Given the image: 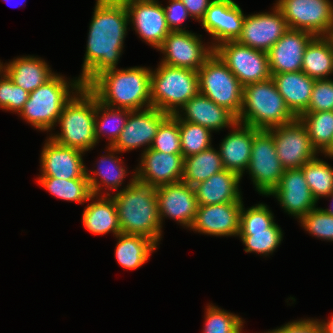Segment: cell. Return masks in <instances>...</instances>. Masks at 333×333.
<instances>
[{"instance_id": "3", "label": "cell", "mask_w": 333, "mask_h": 333, "mask_svg": "<svg viewBox=\"0 0 333 333\" xmlns=\"http://www.w3.org/2000/svg\"><path fill=\"white\" fill-rule=\"evenodd\" d=\"M121 233L140 235L156 245L161 240L162 224L158 214L156 187L140 183L135 178L114 196Z\"/></svg>"}, {"instance_id": "16", "label": "cell", "mask_w": 333, "mask_h": 333, "mask_svg": "<svg viewBox=\"0 0 333 333\" xmlns=\"http://www.w3.org/2000/svg\"><path fill=\"white\" fill-rule=\"evenodd\" d=\"M169 116L155 107L130 112L127 123L116 142L111 146L117 153L131 151L147 145L148 150L156 136L160 124Z\"/></svg>"}, {"instance_id": "24", "label": "cell", "mask_w": 333, "mask_h": 333, "mask_svg": "<svg viewBox=\"0 0 333 333\" xmlns=\"http://www.w3.org/2000/svg\"><path fill=\"white\" fill-rule=\"evenodd\" d=\"M232 128L229 135L222 140L218 152L224 169L242 177L250 163L254 135L260 129L239 122H236Z\"/></svg>"}, {"instance_id": "36", "label": "cell", "mask_w": 333, "mask_h": 333, "mask_svg": "<svg viewBox=\"0 0 333 333\" xmlns=\"http://www.w3.org/2000/svg\"><path fill=\"white\" fill-rule=\"evenodd\" d=\"M299 119L306 126L313 147L324 153L333 142V111L305 112Z\"/></svg>"}, {"instance_id": "27", "label": "cell", "mask_w": 333, "mask_h": 333, "mask_svg": "<svg viewBox=\"0 0 333 333\" xmlns=\"http://www.w3.org/2000/svg\"><path fill=\"white\" fill-rule=\"evenodd\" d=\"M241 177L226 169L210 176L194 187L198 205H213L237 202L241 199L239 183Z\"/></svg>"}, {"instance_id": "52", "label": "cell", "mask_w": 333, "mask_h": 333, "mask_svg": "<svg viewBox=\"0 0 333 333\" xmlns=\"http://www.w3.org/2000/svg\"><path fill=\"white\" fill-rule=\"evenodd\" d=\"M243 323L242 322L236 329H234L231 333H242V327H243Z\"/></svg>"}, {"instance_id": "10", "label": "cell", "mask_w": 333, "mask_h": 333, "mask_svg": "<svg viewBox=\"0 0 333 333\" xmlns=\"http://www.w3.org/2000/svg\"><path fill=\"white\" fill-rule=\"evenodd\" d=\"M289 29L315 36H330L333 31V3L330 0H278Z\"/></svg>"}, {"instance_id": "8", "label": "cell", "mask_w": 333, "mask_h": 333, "mask_svg": "<svg viewBox=\"0 0 333 333\" xmlns=\"http://www.w3.org/2000/svg\"><path fill=\"white\" fill-rule=\"evenodd\" d=\"M197 73L199 93L238 117L242 107L243 86L224 62L213 53Z\"/></svg>"}, {"instance_id": "12", "label": "cell", "mask_w": 333, "mask_h": 333, "mask_svg": "<svg viewBox=\"0 0 333 333\" xmlns=\"http://www.w3.org/2000/svg\"><path fill=\"white\" fill-rule=\"evenodd\" d=\"M267 130L273 135L277 157L285 170L301 168L319 153L313 147L307 128L299 118Z\"/></svg>"}, {"instance_id": "47", "label": "cell", "mask_w": 333, "mask_h": 333, "mask_svg": "<svg viewBox=\"0 0 333 333\" xmlns=\"http://www.w3.org/2000/svg\"><path fill=\"white\" fill-rule=\"evenodd\" d=\"M266 333H323L320 322L313 319L292 321Z\"/></svg>"}, {"instance_id": "46", "label": "cell", "mask_w": 333, "mask_h": 333, "mask_svg": "<svg viewBox=\"0 0 333 333\" xmlns=\"http://www.w3.org/2000/svg\"><path fill=\"white\" fill-rule=\"evenodd\" d=\"M163 9L171 32L187 31L182 29L181 24L190 14L181 0H169V5Z\"/></svg>"}, {"instance_id": "39", "label": "cell", "mask_w": 333, "mask_h": 333, "mask_svg": "<svg viewBox=\"0 0 333 333\" xmlns=\"http://www.w3.org/2000/svg\"><path fill=\"white\" fill-rule=\"evenodd\" d=\"M180 144L183 158L211 147V131L199 124L179 118Z\"/></svg>"}, {"instance_id": "30", "label": "cell", "mask_w": 333, "mask_h": 333, "mask_svg": "<svg viewBox=\"0 0 333 333\" xmlns=\"http://www.w3.org/2000/svg\"><path fill=\"white\" fill-rule=\"evenodd\" d=\"M309 77L328 79L333 73V39L330 36H316L303 54L302 69Z\"/></svg>"}, {"instance_id": "51", "label": "cell", "mask_w": 333, "mask_h": 333, "mask_svg": "<svg viewBox=\"0 0 333 333\" xmlns=\"http://www.w3.org/2000/svg\"><path fill=\"white\" fill-rule=\"evenodd\" d=\"M328 198L330 197H332V199H333V192L330 194V195H328L327 196ZM332 202H333V200H332ZM326 213H328V214H330V215H332L333 216V207L332 208H330V209H323Z\"/></svg>"}, {"instance_id": "37", "label": "cell", "mask_w": 333, "mask_h": 333, "mask_svg": "<svg viewBox=\"0 0 333 333\" xmlns=\"http://www.w3.org/2000/svg\"><path fill=\"white\" fill-rule=\"evenodd\" d=\"M301 169L316 201L333 192V168L328 163L316 157L304 164Z\"/></svg>"}, {"instance_id": "19", "label": "cell", "mask_w": 333, "mask_h": 333, "mask_svg": "<svg viewBox=\"0 0 333 333\" xmlns=\"http://www.w3.org/2000/svg\"><path fill=\"white\" fill-rule=\"evenodd\" d=\"M242 198L237 202L198 205L192 230L213 236H238Z\"/></svg>"}, {"instance_id": "2", "label": "cell", "mask_w": 333, "mask_h": 333, "mask_svg": "<svg viewBox=\"0 0 333 333\" xmlns=\"http://www.w3.org/2000/svg\"><path fill=\"white\" fill-rule=\"evenodd\" d=\"M102 104L120 109L151 107V69L131 67L103 71L86 86Z\"/></svg>"}, {"instance_id": "40", "label": "cell", "mask_w": 333, "mask_h": 333, "mask_svg": "<svg viewBox=\"0 0 333 333\" xmlns=\"http://www.w3.org/2000/svg\"><path fill=\"white\" fill-rule=\"evenodd\" d=\"M150 148L168 154L182 153L179 117L176 114L169 115L160 124Z\"/></svg>"}, {"instance_id": "14", "label": "cell", "mask_w": 333, "mask_h": 333, "mask_svg": "<svg viewBox=\"0 0 333 333\" xmlns=\"http://www.w3.org/2000/svg\"><path fill=\"white\" fill-rule=\"evenodd\" d=\"M288 29L287 21L275 5L273 13L245 16L241 35L236 41L253 49L268 52Z\"/></svg>"}, {"instance_id": "48", "label": "cell", "mask_w": 333, "mask_h": 333, "mask_svg": "<svg viewBox=\"0 0 333 333\" xmlns=\"http://www.w3.org/2000/svg\"><path fill=\"white\" fill-rule=\"evenodd\" d=\"M192 19H196L199 22L204 17L208 7L214 0H181Z\"/></svg>"}, {"instance_id": "53", "label": "cell", "mask_w": 333, "mask_h": 333, "mask_svg": "<svg viewBox=\"0 0 333 333\" xmlns=\"http://www.w3.org/2000/svg\"><path fill=\"white\" fill-rule=\"evenodd\" d=\"M4 72H5V66H3V64L0 62V77L3 75Z\"/></svg>"}, {"instance_id": "49", "label": "cell", "mask_w": 333, "mask_h": 333, "mask_svg": "<svg viewBox=\"0 0 333 333\" xmlns=\"http://www.w3.org/2000/svg\"><path fill=\"white\" fill-rule=\"evenodd\" d=\"M321 328L323 330V333H333V315L331 317L330 320H328L327 322L325 321H319Z\"/></svg>"}, {"instance_id": "28", "label": "cell", "mask_w": 333, "mask_h": 333, "mask_svg": "<svg viewBox=\"0 0 333 333\" xmlns=\"http://www.w3.org/2000/svg\"><path fill=\"white\" fill-rule=\"evenodd\" d=\"M4 66L5 73L13 83L28 93L36 90L55 74L44 60L34 56L19 57Z\"/></svg>"}, {"instance_id": "45", "label": "cell", "mask_w": 333, "mask_h": 333, "mask_svg": "<svg viewBox=\"0 0 333 333\" xmlns=\"http://www.w3.org/2000/svg\"><path fill=\"white\" fill-rule=\"evenodd\" d=\"M333 111L332 79H317L306 112Z\"/></svg>"}, {"instance_id": "33", "label": "cell", "mask_w": 333, "mask_h": 333, "mask_svg": "<svg viewBox=\"0 0 333 333\" xmlns=\"http://www.w3.org/2000/svg\"><path fill=\"white\" fill-rule=\"evenodd\" d=\"M223 169L219 152L211 146L184 158L182 181L193 187Z\"/></svg>"}, {"instance_id": "42", "label": "cell", "mask_w": 333, "mask_h": 333, "mask_svg": "<svg viewBox=\"0 0 333 333\" xmlns=\"http://www.w3.org/2000/svg\"><path fill=\"white\" fill-rule=\"evenodd\" d=\"M299 222L311 235L333 241V216L326 213L323 208L312 209Z\"/></svg>"}, {"instance_id": "18", "label": "cell", "mask_w": 333, "mask_h": 333, "mask_svg": "<svg viewBox=\"0 0 333 333\" xmlns=\"http://www.w3.org/2000/svg\"><path fill=\"white\" fill-rule=\"evenodd\" d=\"M140 161L135 170V178L140 183L158 187L182 181V153L168 154L149 148L143 150Z\"/></svg>"}, {"instance_id": "7", "label": "cell", "mask_w": 333, "mask_h": 333, "mask_svg": "<svg viewBox=\"0 0 333 333\" xmlns=\"http://www.w3.org/2000/svg\"><path fill=\"white\" fill-rule=\"evenodd\" d=\"M198 93V73L195 70L160 63L156 70L151 71V106L158 110L176 114Z\"/></svg>"}, {"instance_id": "29", "label": "cell", "mask_w": 333, "mask_h": 333, "mask_svg": "<svg viewBox=\"0 0 333 333\" xmlns=\"http://www.w3.org/2000/svg\"><path fill=\"white\" fill-rule=\"evenodd\" d=\"M95 197L96 201H92L83 211L82 223L84 227L96 235L112 232L117 236L121 233V229L113 198L109 193H106L105 196L101 195V198L100 195Z\"/></svg>"}, {"instance_id": "21", "label": "cell", "mask_w": 333, "mask_h": 333, "mask_svg": "<svg viewBox=\"0 0 333 333\" xmlns=\"http://www.w3.org/2000/svg\"><path fill=\"white\" fill-rule=\"evenodd\" d=\"M81 150L62 146L48 139L41 152V174L39 177L59 179L87 178Z\"/></svg>"}, {"instance_id": "5", "label": "cell", "mask_w": 333, "mask_h": 333, "mask_svg": "<svg viewBox=\"0 0 333 333\" xmlns=\"http://www.w3.org/2000/svg\"><path fill=\"white\" fill-rule=\"evenodd\" d=\"M77 94V95H76ZM61 133L49 138L62 146L82 152L96 145L95 138V95L82 86L65 104L57 120Z\"/></svg>"}, {"instance_id": "11", "label": "cell", "mask_w": 333, "mask_h": 333, "mask_svg": "<svg viewBox=\"0 0 333 333\" xmlns=\"http://www.w3.org/2000/svg\"><path fill=\"white\" fill-rule=\"evenodd\" d=\"M257 192L268 196L278 185L284 168L277 157L273 135L260 129L253 138L247 168Z\"/></svg>"}, {"instance_id": "25", "label": "cell", "mask_w": 333, "mask_h": 333, "mask_svg": "<svg viewBox=\"0 0 333 333\" xmlns=\"http://www.w3.org/2000/svg\"><path fill=\"white\" fill-rule=\"evenodd\" d=\"M176 115L182 120L199 124L212 131H219L225 127H233L237 117L226 107L217 105L213 100L198 93L192 97ZM185 116V117H182Z\"/></svg>"}, {"instance_id": "50", "label": "cell", "mask_w": 333, "mask_h": 333, "mask_svg": "<svg viewBox=\"0 0 333 333\" xmlns=\"http://www.w3.org/2000/svg\"><path fill=\"white\" fill-rule=\"evenodd\" d=\"M324 154L328 157H333V142L330 147L324 152Z\"/></svg>"}, {"instance_id": "6", "label": "cell", "mask_w": 333, "mask_h": 333, "mask_svg": "<svg viewBox=\"0 0 333 333\" xmlns=\"http://www.w3.org/2000/svg\"><path fill=\"white\" fill-rule=\"evenodd\" d=\"M81 87L79 78L69 82L63 76L54 74L43 85L29 93L28 101L19 115L34 128L50 131L56 125L65 104Z\"/></svg>"}, {"instance_id": "22", "label": "cell", "mask_w": 333, "mask_h": 333, "mask_svg": "<svg viewBox=\"0 0 333 333\" xmlns=\"http://www.w3.org/2000/svg\"><path fill=\"white\" fill-rule=\"evenodd\" d=\"M315 37L307 31L288 29L267 52L270 73L301 71L303 54Z\"/></svg>"}, {"instance_id": "20", "label": "cell", "mask_w": 333, "mask_h": 333, "mask_svg": "<svg viewBox=\"0 0 333 333\" xmlns=\"http://www.w3.org/2000/svg\"><path fill=\"white\" fill-rule=\"evenodd\" d=\"M245 15L233 0H214L201 19L202 27L213 37L214 48L219 43L237 40L242 32Z\"/></svg>"}, {"instance_id": "43", "label": "cell", "mask_w": 333, "mask_h": 333, "mask_svg": "<svg viewBox=\"0 0 333 333\" xmlns=\"http://www.w3.org/2000/svg\"><path fill=\"white\" fill-rule=\"evenodd\" d=\"M28 98L29 93L15 85L4 72L0 78V108L20 113Z\"/></svg>"}, {"instance_id": "41", "label": "cell", "mask_w": 333, "mask_h": 333, "mask_svg": "<svg viewBox=\"0 0 333 333\" xmlns=\"http://www.w3.org/2000/svg\"><path fill=\"white\" fill-rule=\"evenodd\" d=\"M206 310L203 333H231L243 322L239 316L212 304Z\"/></svg>"}, {"instance_id": "15", "label": "cell", "mask_w": 333, "mask_h": 333, "mask_svg": "<svg viewBox=\"0 0 333 333\" xmlns=\"http://www.w3.org/2000/svg\"><path fill=\"white\" fill-rule=\"evenodd\" d=\"M123 2L130 19L129 23L132 22L135 26L133 29L141 39L158 49L171 32L163 6L158 0H123Z\"/></svg>"}, {"instance_id": "35", "label": "cell", "mask_w": 333, "mask_h": 333, "mask_svg": "<svg viewBox=\"0 0 333 333\" xmlns=\"http://www.w3.org/2000/svg\"><path fill=\"white\" fill-rule=\"evenodd\" d=\"M131 110L106 106L95 96V138L98 143L101 134L109 135L108 146H112L125 127ZM100 114V115H99ZM108 131V133H107Z\"/></svg>"}, {"instance_id": "23", "label": "cell", "mask_w": 333, "mask_h": 333, "mask_svg": "<svg viewBox=\"0 0 333 333\" xmlns=\"http://www.w3.org/2000/svg\"><path fill=\"white\" fill-rule=\"evenodd\" d=\"M270 195L277 198L288 214L299 220L316 208L317 201L312 196L301 168L284 170L279 185Z\"/></svg>"}, {"instance_id": "44", "label": "cell", "mask_w": 333, "mask_h": 333, "mask_svg": "<svg viewBox=\"0 0 333 333\" xmlns=\"http://www.w3.org/2000/svg\"><path fill=\"white\" fill-rule=\"evenodd\" d=\"M241 207L240 230H267L274 223L273 213L265 204H257L246 210Z\"/></svg>"}, {"instance_id": "31", "label": "cell", "mask_w": 333, "mask_h": 333, "mask_svg": "<svg viewBox=\"0 0 333 333\" xmlns=\"http://www.w3.org/2000/svg\"><path fill=\"white\" fill-rule=\"evenodd\" d=\"M116 238L119 240L115 249L116 260L125 269L141 267L157 249V245L144 236L120 233Z\"/></svg>"}, {"instance_id": "1", "label": "cell", "mask_w": 333, "mask_h": 333, "mask_svg": "<svg viewBox=\"0 0 333 333\" xmlns=\"http://www.w3.org/2000/svg\"><path fill=\"white\" fill-rule=\"evenodd\" d=\"M128 24V13L123 0H96L83 69L78 77L82 86H87L103 71L116 68Z\"/></svg>"}, {"instance_id": "17", "label": "cell", "mask_w": 333, "mask_h": 333, "mask_svg": "<svg viewBox=\"0 0 333 333\" xmlns=\"http://www.w3.org/2000/svg\"><path fill=\"white\" fill-rule=\"evenodd\" d=\"M158 214L162 224L164 217L176 220L191 228L197 213L194 187L183 181L156 187Z\"/></svg>"}, {"instance_id": "38", "label": "cell", "mask_w": 333, "mask_h": 333, "mask_svg": "<svg viewBox=\"0 0 333 333\" xmlns=\"http://www.w3.org/2000/svg\"><path fill=\"white\" fill-rule=\"evenodd\" d=\"M238 236L246 247V253L255 252L266 256L279 246L283 232L274 222L267 230H239Z\"/></svg>"}, {"instance_id": "9", "label": "cell", "mask_w": 333, "mask_h": 333, "mask_svg": "<svg viewBox=\"0 0 333 333\" xmlns=\"http://www.w3.org/2000/svg\"><path fill=\"white\" fill-rule=\"evenodd\" d=\"M214 53L236 76L243 87L271 78L267 52L240 44L236 40H230L215 46Z\"/></svg>"}, {"instance_id": "32", "label": "cell", "mask_w": 333, "mask_h": 333, "mask_svg": "<svg viewBox=\"0 0 333 333\" xmlns=\"http://www.w3.org/2000/svg\"><path fill=\"white\" fill-rule=\"evenodd\" d=\"M107 149L109 152L108 155L101 156L98 168L95 171L91 170L95 176L86 169V177L89 181L92 195L95 196L100 195L102 186H105L109 190H118V187L122 185L125 175H127L125 167L121 165L123 164L122 159L117 158L114 154L117 151L110 146ZM96 176L101 179L100 182Z\"/></svg>"}, {"instance_id": "34", "label": "cell", "mask_w": 333, "mask_h": 333, "mask_svg": "<svg viewBox=\"0 0 333 333\" xmlns=\"http://www.w3.org/2000/svg\"><path fill=\"white\" fill-rule=\"evenodd\" d=\"M38 183L61 200L83 204V202L95 199V195H92L87 178L66 180L54 177H39Z\"/></svg>"}, {"instance_id": "4", "label": "cell", "mask_w": 333, "mask_h": 333, "mask_svg": "<svg viewBox=\"0 0 333 333\" xmlns=\"http://www.w3.org/2000/svg\"><path fill=\"white\" fill-rule=\"evenodd\" d=\"M295 119L272 78L243 87L242 107L237 122L267 130Z\"/></svg>"}, {"instance_id": "26", "label": "cell", "mask_w": 333, "mask_h": 333, "mask_svg": "<svg viewBox=\"0 0 333 333\" xmlns=\"http://www.w3.org/2000/svg\"><path fill=\"white\" fill-rule=\"evenodd\" d=\"M278 92L291 113L299 118L307 111L315 79L303 71L271 74Z\"/></svg>"}, {"instance_id": "13", "label": "cell", "mask_w": 333, "mask_h": 333, "mask_svg": "<svg viewBox=\"0 0 333 333\" xmlns=\"http://www.w3.org/2000/svg\"><path fill=\"white\" fill-rule=\"evenodd\" d=\"M200 39L189 31L170 32L157 49L164 53L161 63L198 71L214 53V48Z\"/></svg>"}]
</instances>
